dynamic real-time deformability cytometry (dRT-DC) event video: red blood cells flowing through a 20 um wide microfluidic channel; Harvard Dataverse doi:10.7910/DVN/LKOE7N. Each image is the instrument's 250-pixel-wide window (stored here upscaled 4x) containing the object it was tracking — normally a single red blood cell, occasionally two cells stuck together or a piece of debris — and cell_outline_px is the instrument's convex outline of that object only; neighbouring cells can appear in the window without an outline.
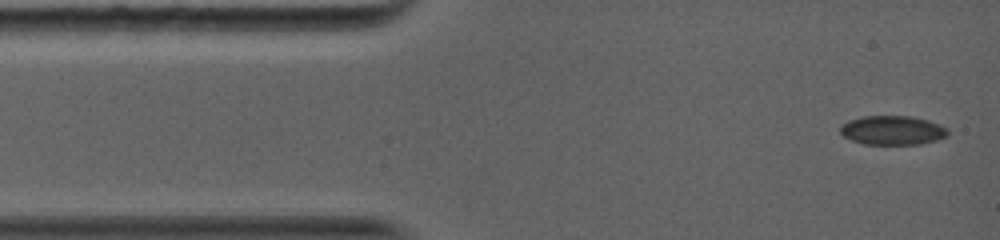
{"species": "common noctule bat (a hibernating species)", "species_latin": "Nyctalus noctula", "temperature_condition": "warm", "stored_images_in_passage": 38, "camera_frame_rate_fps": 5000, "um_per_image_px": 0.085, "animal": {"sex": "female", "body_mass_g": 19.0, "forearm_length_mm": 56.7}, "frame": {"image": 1, "passage_image": 1, "time_ms": 0.0, "image_size_px": [1000, 240], "cell_outline_px": [[948, 136], [936, 140], [920, 144], [864, 144], [852, 140], [844, 136], [840, 132], [840, 124], [848, 120], [864, 116], [912, 116], [928, 120], [948, 128]], "centroid_in_image_um": [75.86, 11.07], "position_along_channel_um": 9.1, "area_um2": 18.32}}
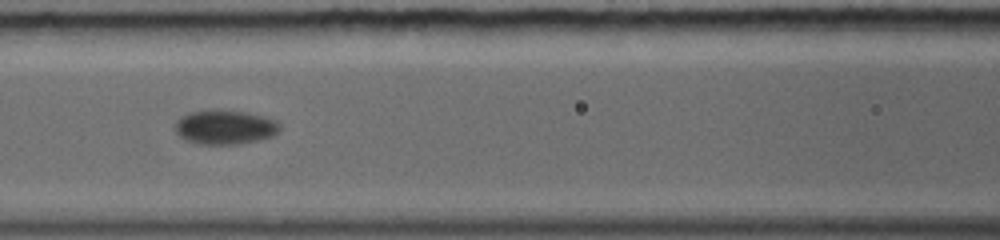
{"frame": {"image": 2, "passage_image": 15, "time_ms": 5.2, "image_size_px": [1000, 240], "cell_outline_px": [[280, 128], [272, 136], [240, 144], [196, 144], [180, 136], [176, 132], [176, 120], [188, 112], [216, 108], [244, 112], [264, 116], [276, 120], [280, 124]], "centroid_in_image_um": [19.1, 10.78], "position_along_channel_um": 147.5, "area_um2": 21.04}}
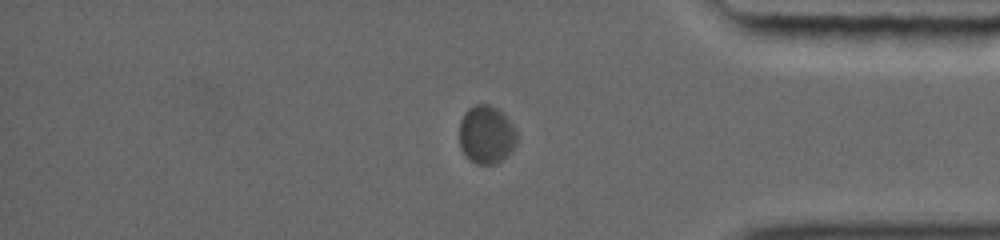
{"frame": {"image": 3, "passage_image": 29, "time_ms": 11.8, "image_size_px": [1000, 240], "cell_outline_px": [[516, 144], [512, 152], [508, 156], [496, 164], [476, 164], [460, 148], [460, 120], [464, 112], [468, 108], [476, 104], [488, 104], [496, 108], [516, 128]], "centroid_in_image_um": [41.35, 11.45], "position_along_channel_um": 393.9, "area_um2": 19.48}, "authors_computed_cell_mechanics": {"area_um2": 19.652, "velocity_mm_per_s": 3.9702, "shape_relaxation_time_tau1_ms": 3.2736, "shape_relaxation_time_tau2_ms": null, "deformation_change_tau1": 0.0651, "deformation_change_tau2": null}}